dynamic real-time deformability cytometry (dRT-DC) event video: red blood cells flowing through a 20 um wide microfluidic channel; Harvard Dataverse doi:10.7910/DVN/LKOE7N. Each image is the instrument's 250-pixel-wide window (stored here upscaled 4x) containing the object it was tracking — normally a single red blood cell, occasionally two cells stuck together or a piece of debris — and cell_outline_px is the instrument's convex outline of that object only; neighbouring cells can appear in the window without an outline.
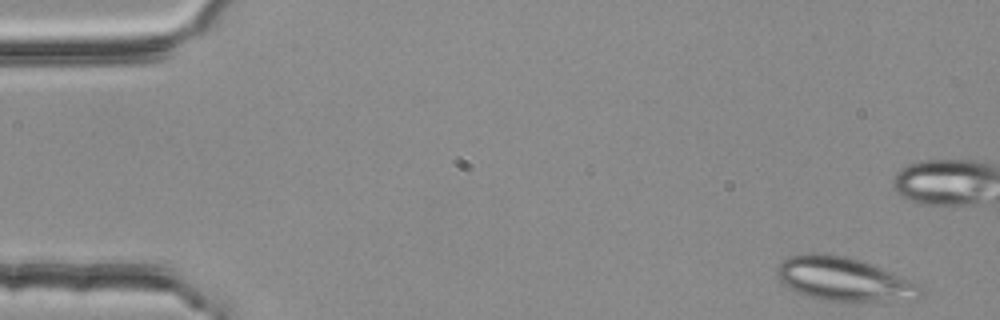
{"species": "common noctule bat (a hibernating species)", "species_latin": "Nyctalus noctula", "temperature_condition": "room temperature", "stored_images_in_passage": 51, "segment_of_instrument_passage": [1, 2], "camera_frame_rate_fps": 3000, "um_per_image_px": 0.085, "animal": {"sex": "female", "body_mass_g": 25.1}, "frame": {"image": 1, "passage_image": 1, "time_ms": 0.0, "image_size_px": [1000, 320], "cell_outline_px": [[928, 288], [924, 296], [916, 300], [864, 304], [852, 304], [820, 300], [796, 292], [788, 288], [776, 276], [776, 272], [780, 264], [788, 256], [812, 252], [824, 252], [844, 256], [860, 260], [924, 284]], "centroid_in_image_um": [71.89, 23.8], "position_along_channel_um": 13.1, "area_um2": 38.61}}